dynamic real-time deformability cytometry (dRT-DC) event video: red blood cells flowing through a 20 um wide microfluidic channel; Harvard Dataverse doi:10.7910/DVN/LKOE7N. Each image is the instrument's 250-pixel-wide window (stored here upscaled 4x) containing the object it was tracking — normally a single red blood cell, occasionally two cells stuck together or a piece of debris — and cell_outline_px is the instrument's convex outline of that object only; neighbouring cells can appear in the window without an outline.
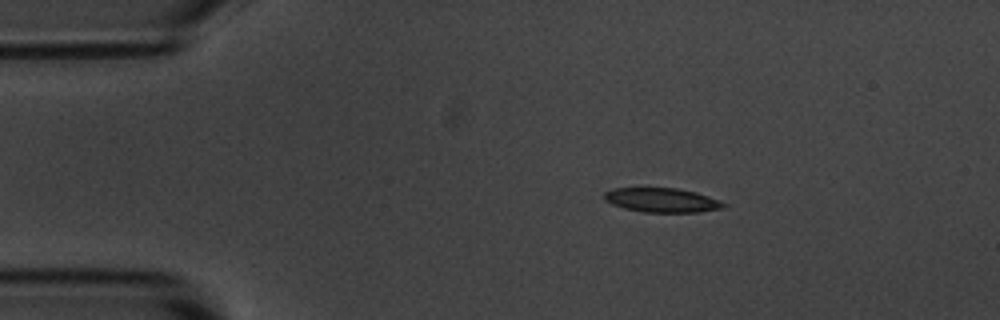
{"species": "common noctule bat (a hibernating species)", "species_latin": "Nyctalus noctula", "temperature_condition": "room temperature", "stored_images_in_passage": 9, "camera_frame_rate_fps": 3000, "um_per_image_px": 0.085, "animal": {"sex": "male", "body_mass_g": 20.1, "forearm_length_mm": 53.5}, "frame": {"image": 1, "passage_image": 2, "time_ms": 1.0, "image_size_px": [1000, 320], "cell_outline_px": [[728, 204], [724, 208], [696, 212], [644, 212], [624, 208], [612, 204], [604, 200], [604, 192], [612, 188], [676, 188], [696, 192], [720, 200]], "centroid_in_image_um": [56.26, 17.01], "position_along_channel_um": 28.7, "area_um2": 16.94}}
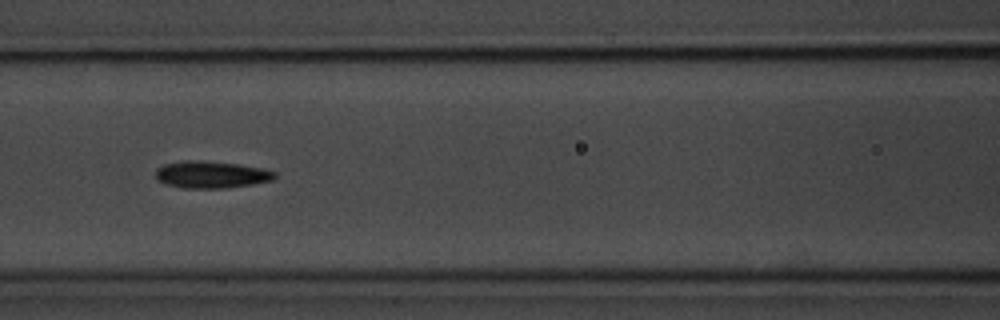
{"frame": {"image": 2, "passage_image": 6, "time_ms": 5.667, "image_size_px": [1000, 320], "cell_outline_px": [[276, 176], [272, 180], [252, 184], [224, 188], [184, 188], [168, 184], [156, 180], [156, 168], [164, 164], [184, 160], [196, 160], [240, 164], [260, 168], [276, 172]], "centroid_in_image_um": [17.93, 14.83], "position_along_channel_um": 148.7, "area_um2": 18.67}}
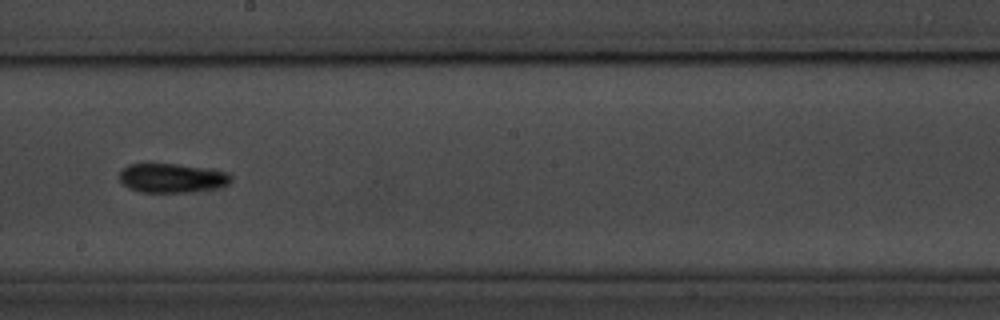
{"frame": {"image": 3, "passage_image": 8, "time_ms": 8.0, "image_size_px": [1000, 320], "cell_outline_px": [[232, 180], [228, 184], [216, 188], [188, 192], [140, 192], [128, 188], [120, 180], [120, 172], [128, 164], [176, 164], [224, 172], [232, 176]], "centroid_in_image_um": [14.58, 15.15], "position_along_channel_um": 233.6, "area_um2": 18.61}}